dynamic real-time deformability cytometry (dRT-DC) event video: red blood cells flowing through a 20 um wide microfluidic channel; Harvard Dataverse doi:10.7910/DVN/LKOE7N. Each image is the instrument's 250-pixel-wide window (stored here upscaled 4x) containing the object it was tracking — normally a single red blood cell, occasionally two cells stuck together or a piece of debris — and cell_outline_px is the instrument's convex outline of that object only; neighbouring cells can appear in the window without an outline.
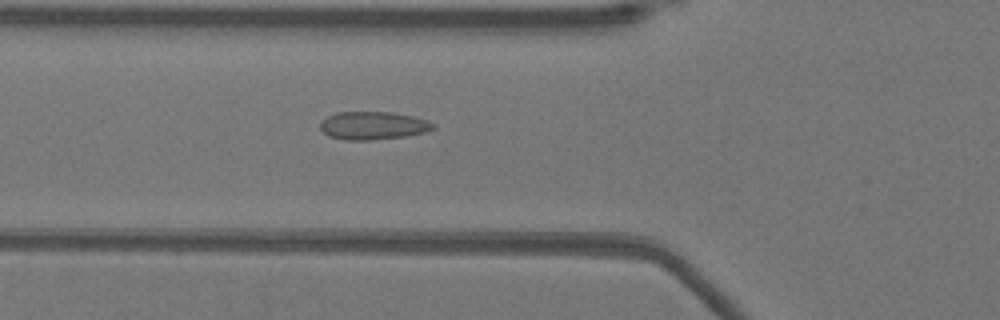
{"species": "Egyptian fruit bat (a non-hibernating species)", "species_latin": "Rousettus aegyptiacus", "temperature_condition": "warm", "stored_images_in_passage": 25, "camera_frame_rate_fps": 3000, "um_per_image_px": 0.085, "animal": {"sex": "female"}, "frame": {"image": 1, "passage_image": 3, "time_ms": 0.667, "image_size_px": [1000, 320], "cell_outline_px": [[436, 128], [424, 132], [408, 136], [368, 140], [344, 140], [328, 136], [320, 128], [320, 120], [336, 112], [392, 112], [412, 116], [428, 120]], "centroid_in_image_um": [31.68, 10.67], "position_along_channel_um": 94.1, "area_um2": 18.5}}
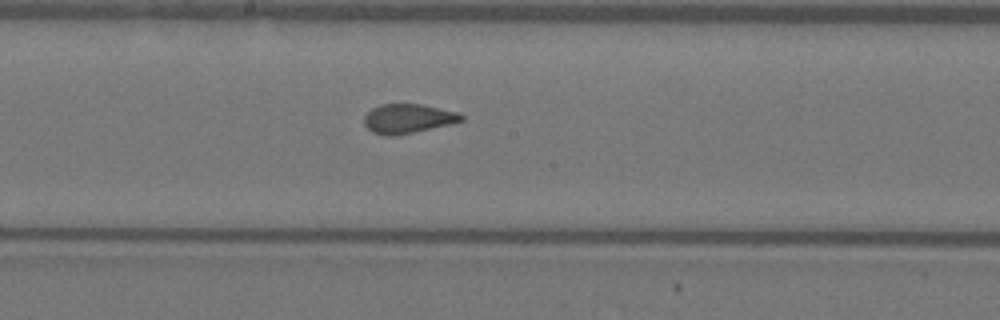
{"frame": {"image": 2, "passage_image": 12, "time_ms": 3.667, "image_size_px": [1000, 320], "cell_outline_px": [[464, 120], [448, 124], [396, 136], [384, 136], [372, 132], [364, 124], [364, 116], [372, 108], [380, 104], [420, 104], [456, 112], [464, 116]], "centroid_in_image_um": [34.62, 10.09], "position_along_channel_um": 213.6, "area_um2": 16.42}}
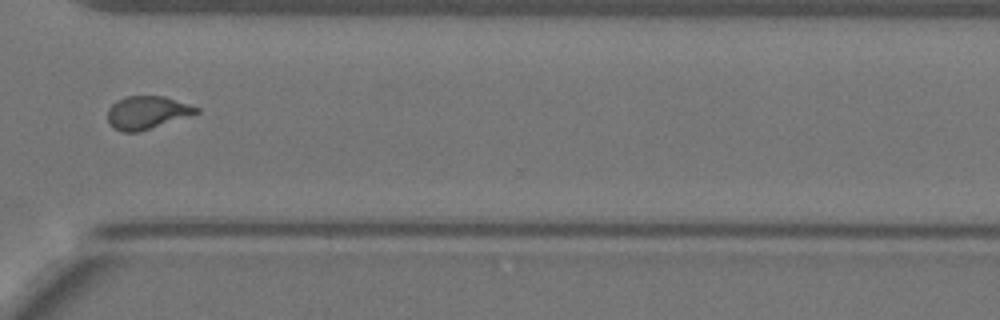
{"frame": {"image": 3, "passage_image": 23, "time_ms": 7.333, "image_size_px": [1000, 320], "cell_outline_px": [[200, 112], [140, 132], [120, 132], [112, 128], [108, 120], [108, 108], [116, 100], [128, 96], [164, 96], [200, 108]], "centroid_in_image_um": [12.47, 9.57], "position_along_channel_um": 358.1, "area_um2": 17.05}, "authors_computed_cell_mechanics": {"area_um2": 17.1088, "velocity_mm_per_s": 3.9506, "shape_relaxation_time_tau1_ms": null, "shape_relaxation_time_tau2_ms": 0.8806, "deformation_change_tau1": null, "deformation_change_tau2": 0.0476}}